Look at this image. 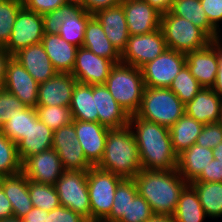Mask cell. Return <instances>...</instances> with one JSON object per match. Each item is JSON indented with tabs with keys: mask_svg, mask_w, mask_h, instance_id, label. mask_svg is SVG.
Wrapping results in <instances>:
<instances>
[{
	"mask_svg": "<svg viewBox=\"0 0 222 222\" xmlns=\"http://www.w3.org/2000/svg\"><path fill=\"white\" fill-rule=\"evenodd\" d=\"M145 222H177L171 214H153Z\"/></svg>",
	"mask_w": 222,
	"mask_h": 222,
	"instance_id": "6f0895ef",
	"label": "cell"
},
{
	"mask_svg": "<svg viewBox=\"0 0 222 222\" xmlns=\"http://www.w3.org/2000/svg\"><path fill=\"white\" fill-rule=\"evenodd\" d=\"M77 81L71 73H57L38 86L37 106H70Z\"/></svg>",
	"mask_w": 222,
	"mask_h": 222,
	"instance_id": "d6986e66",
	"label": "cell"
},
{
	"mask_svg": "<svg viewBox=\"0 0 222 222\" xmlns=\"http://www.w3.org/2000/svg\"><path fill=\"white\" fill-rule=\"evenodd\" d=\"M104 85L129 116L138 112L145 88L140 68L117 63L112 67Z\"/></svg>",
	"mask_w": 222,
	"mask_h": 222,
	"instance_id": "277c9868",
	"label": "cell"
},
{
	"mask_svg": "<svg viewBox=\"0 0 222 222\" xmlns=\"http://www.w3.org/2000/svg\"><path fill=\"white\" fill-rule=\"evenodd\" d=\"M77 142L83 148L87 161L92 166H97L102 160L107 132L109 128L99 122L73 120Z\"/></svg>",
	"mask_w": 222,
	"mask_h": 222,
	"instance_id": "e0dca14e",
	"label": "cell"
},
{
	"mask_svg": "<svg viewBox=\"0 0 222 222\" xmlns=\"http://www.w3.org/2000/svg\"><path fill=\"white\" fill-rule=\"evenodd\" d=\"M13 57L40 84L46 82L58 72L49 59L42 43L20 49Z\"/></svg>",
	"mask_w": 222,
	"mask_h": 222,
	"instance_id": "7402d4cb",
	"label": "cell"
},
{
	"mask_svg": "<svg viewBox=\"0 0 222 222\" xmlns=\"http://www.w3.org/2000/svg\"><path fill=\"white\" fill-rule=\"evenodd\" d=\"M78 1H68L54 11L42 15L44 33L58 34L68 43L82 47L85 27L92 17Z\"/></svg>",
	"mask_w": 222,
	"mask_h": 222,
	"instance_id": "5b68a950",
	"label": "cell"
},
{
	"mask_svg": "<svg viewBox=\"0 0 222 222\" xmlns=\"http://www.w3.org/2000/svg\"><path fill=\"white\" fill-rule=\"evenodd\" d=\"M82 47L100 57L112 60L115 64L121 62V54L106 37L101 24L94 16L86 23Z\"/></svg>",
	"mask_w": 222,
	"mask_h": 222,
	"instance_id": "83f0119b",
	"label": "cell"
},
{
	"mask_svg": "<svg viewBox=\"0 0 222 222\" xmlns=\"http://www.w3.org/2000/svg\"><path fill=\"white\" fill-rule=\"evenodd\" d=\"M12 55L0 46V80L4 83L8 61Z\"/></svg>",
	"mask_w": 222,
	"mask_h": 222,
	"instance_id": "9f6ffc18",
	"label": "cell"
},
{
	"mask_svg": "<svg viewBox=\"0 0 222 222\" xmlns=\"http://www.w3.org/2000/svg\"><path fill=\"white\" fill-rule=\"evenodd\" d=\"M37 116L52 131L73 122L70 106H37Z\"/></svg>",
	"mask_w": 222,
	"mask_h": 222,
	"instance_id": "ab89813d",
	"label": "cell"
},
{
	"mask_svg": "<svg viewBox=\"0 0 222 222\" xmlns=\"http://www.w3.org/2000/svg\"><path fill=\"white\" fill-rule=\"evenodd\" d=\"M212 89L222 98V37L219 39V67L215 85Z\"/></svg>",
	"mask_w": 222,
	"mask_h": 222,
	"instance_id": "db71d44e",
	"label": "cell"
},
{
	"mask_svg": "<svg viewBox=\"0 0 222 222\" xmlns=\"http://www.w3.org/2000/svg\"><path fill=\"white\" fill-rule=\"evenodd\" d=\"M98 122L109 129H118L129 125L130 116L117 103L104 84L93 85Z\"/></svg>",
	"mask_w": 222,
	"mask_h": 222,
	"instance_id": "ffe728a7",
	"label": "cell"
},
{
	"mask_svg": "<svg viewBox=\"0 0 222 222\" xmlns=\"http://www.w3.org/2000/svg\"><path fill=\"white\" fill-rule=\"evenodd\" d=\"M63 172L59 155L53 148L32 155L22 163V173L27 179L40 184L55 185Z\"/></svg>",
	"mask_w": 222,
	"mask_h": 222,
	"instance_id": "2e32d148",
	"label": "cell"
},
{
	"mask_svg": "<svg viewBox=\"0 0 222 222\" xmlns=\"http://www.w3.org/2000/svg\"><path fill=\"white\" fill-rule=\"evenodd\" d=\"M185 105L169 88L145 87L136 115L170 128L185 113Z\"/></svg>",
	"mask_w": 222,
	"mask_h": 222,
	"instance_id": "8992f818",
	"label": "cell"
},
{
	"mask_svg": "<svg viewBox=\"0 0 222 222\" xmlns=\"http://www.w3.org/2000/svg\"><path fill=\"white\" fill-rule=\"evenodd\" d=\"M29 196L33 207L48 212L60 206L54 185L40 184L29 180Z\"/></svg>",
	"mask_w": 222,
	"mask_h": 222,
	"instance_id": "f35d334b",
	"label": "cell"
},
{
	"mask_svg": "<svg viewBox=\"0 0 222 222\" xmlns=\"http://www.w3.org/2000/svg\"><path fill=\"white\" fill-rule=\"evenodd\" d=\"M73 142H77L75 126L73 123L53 131L52 146H68L72 145Z\"/></svg>",
	"mask_w": 222,
	"mask_h": 222,
	"instance_id": "c3c4849f",
	"label": "cell"
},
{
	"mask_svg": "<svg viewBox=\"0 0 222 222\" xmlns=\"http://www.w3.org/2000/svg\"><path fill=\"white\" fill-rule=\"evenodd\" d=\"M153 214L149 203L137 193L135 197L130 200L126 214H123L118 222H145Z\"/></svg>",
	"mask_w": 222,
	"mask_h": 222,
	"instance_id": "b9f144b4",
	"label": "cell"
},
{
	"mask_svg": "<svg viewBox=\"0 0 222 222\" xmlns=\"http://www.w3.org/2000/svg\"><path fill=\"white\" fill-rule=\"evenodd\" d=\"M82 9L89 14L94 15L96 12L117 6L122 3V0H78Z\"/></svg>",
	"mask_w": 222,
	"mask_h": 222,
	"instance_id": "f907efd6",
	"label": "cell"
},
{
	"mask_svg": "<svg viewBox=\"0 0 222 222\" xmlns=\"http://www.w3.org/2000/svg\"><path fill=\"white\" fill-rule=\"evenodd\" d=\"M167 49L161 29L142 35H130L121 62L141 68Z\"/></svg>",
	"mask_w": 222,
	"mask_h": 222,
	"instance_id": "7c38bea8",
	"label": "cell"
},
{
	"mask_svg": "<svg viewBox=\"0 0 222 222\" xmlns=\"http://www.w3.org/2000/svg\"><path fill=\"white\" fill-rule=\"evenodd\" d=\"M44 34L42 15L23 6L16 16L11 36L4 49L13 56L22 48L41 43Z\"/></svg>",
	"mask_w": 222,
	"mask_h": 222,
	"instance_id": "8fae6325",
	"label": "cell"
},
{
	"mask_svg": "<svg viewBox=\"0 0 222 222\" xmlns=\"http://www.w3.org/2000/svg\"><path fill=\"white\" fill-rule=\"evenodd\" d=\"M160 29L167 48L189 53L207 46L212 40L191 21L170 12L161 15Z\"/></svg>",
	"mask_w": 222,
	"mask_h": 222,
	"instance_id": "52a82bcc",
	"label": "cell"
},
{
	"mask_svg": "<svg viewBox=\"0 0 222 222\" xmlns=\"http://www.w3.org/2000/svg\"><path fill=\"white\" fill-rule=\"evenodd\" d=\"M86 220L73 210L59 206L48 212L47 222H85Z\"/></svg>",
	"mask_w": 222,
	"mask_h": 222,
	"instance_id": "7dc6e473",
	"label": "cell"
},
{
	"mask_svg": "<svg viewBox=\"0 0 222 222\" xmlns=\"http://www.w3.org/2000/svg\"><path fill=\"white\" fill-rule=\"evenodd\" d=\"M123 178L92 166L87 171L91 220L102 222L111 212L116 187Z\"/></svg>",
	"mask_w": 222,
	"mask_h": 222,
	"instance_id": "ba28073f",
	"label": "cell"
},
{
	"mask_svg": "<svg viewBox=\"0 0 222 222\" xmlns=\"http://www.w3.org/2000/svg\"><path fill=\"white\" fill-rule=\"evenodd\" d=\"M37 117L35 108L25 107L7 121L1 132L16 145L25 137L30 121Z\"/></svg>",
	"mask_w": 222,
	"mask_h": 222,
	"instance_id": "e575fe53",
	"label": "cell"
},
{
	"mask_svg": "<svg viewBox=\"0 0 222 222\" xmlns=\"http://www.w3.org/2000/svg\"><path fill=\"white\" fill-rule=\"evenodd\" d=\"M22 172V163L17 154V145L0 131V177Z\"/></svg>",
	"mask_w": 222,
	"mask_h": 222,
	"instance_id": "8d00e7d4",
	"label": "cell"
},
{
	"mask_svg": "<svg viewBox=\"0 0 222 222\" xmlns=\"http://www.w3.org/2000/svg\"><path fill=\"white\" fill-rule=\"evenodd\" d=\"M13 217V209L10 200L6 197L5 192L0 185V220Z\"/></svg>",
	"mask_w": 222,
	"mask_h": 222,
	"instance_id": "816d5d0a",
	"label": "cell"
},
{
	"mask_svg": "<svg viewBox=\"0 0 222 222\" xmlns=\"http://www.w3.org/2000/svg\"><path fill=\"white\" fill-rule=\"evenodd\" d=\"M54 186L61 206L73 210L85 220H91L86 171H64Z\"/></svg>",
	"mask_w": 222,
	"mask_h": 222,
	"instance_id": "9c48e42d",
	"label": "cell"
},
{
	"mask_svg": "<svg viewBox=\"0 0 222 222\" xmlns=\"http://www.w3.org/2000/svg\"><path fill=\"white\" fill-rule=\"evenodd\" d=\"M53 131L38 116L30 121L25 137L17 144V154L23 163L28 157L52 148Z\"/></svg>",
	"mask_w": 222,
	"mask_h": 222,
	"instance_id": "cb8c5ba5",
	"label": "cell"
},
{
	"mask_svg": "<svg viewBox=\"0 0 222 222\" xmlns=\"http://www.w3.org/2000/svg\"><path fill=\"white\" fill-rule=\"evenodd\" d=\"M222 142V127L218 122L205 124L195 144L213 149Z\"/></svg>",
	"mask_w": 222,
	"mask_h": 222,
	"instance_id": "ee69618b",
	"label": "cell"
},
{
	"mask_svg": "<svg viewBox=\"0 0 222 222\" xmlns=\"http://www.w3.org/2000/svg\"><path fill=\"white\" fill-rule=\"evenodd\" d=\"M41 43L57 72L73 71L78 47L68 43L58 34H44Z\"/></svg>",
	"mask_w": 222,
	"mask_h": 222,
	"instance_id": "484cf974",
	"label": "cell"
},
{
	"mask_svg": "<svg viewBox=\"0 0 222 222\" xmlns=\"http://www.w3.org/2000/svg\"><path fill=\"white\" fill-rule=\"evenodd\" d=\"M68 1L70 0H23V6L43 15L65 5Z\"/></svg>",
	"mask_w": 222,
	"mask_h": 222,
	"instance_id": "bcb514c9",
	"label": "cell"
},
{
	"mask_svg": "<svg viewBox=\"0 0 222 222\" xmlns=\"http://www.w3.org/2000/svg\"><path fill=\"white\" fill-rule=\"evenodd\" d=\"M185 65L184 53L167 48L154 60L140 68L145 87L169 88Z\"/></svg>",
	"mask_w": 222,
	"mask_h": 222,
	"instance_id": "30bf717a",
	"label": "cell"
},
{
	"mask_svg": "<svg viewBox=\"0 0 222 222\" xmlns=\"http://www.w3.org/2000/svg\"><path fill=\"white\" fill-rule=\"evenodd\" d=\"M0 185L10 200L13 217L23 218L33 208L27 177L22 172L12 176L0 177Z\"/></svg>",
	"mask_w": 222,
	"mask_h": 222,
	"instance_id": "d4e9b609",
	"label": "cell"
},
{
	"mask_svg": "<svg viewBox=\"0 0 222 222\" xmlns=\"http://www.w3.org/2000/svg\"><path fill=\"white\" fill-rule=\"evenodd\" d=\"M222 106V98L212 88H202L196 96L185 104V114L208 124L218 122Z\"/></svg>",
	"mask_w": 222,
	"mask_h": 222,
	"instance_id": "603a6c76",
	"label": "cell"
},
{
	"mask_svg": "<svg viewBox=\"0 0 222 222\" xmlns=\"http://www.w3.org/2000/svg\"><path fill=\"white\" fill-rule=\"evenodd\" d=\"M133 179L138 193L149 203L154 214L173 215L181 192L189 184L177 169H141Z\"/></svg>",
	"mask_w": 222,
	"mask_h": 222,
	"instance_id": "7a4b0ae2",
	"label": "cell"
},
{
	"mask_svg": "<svg viewBox=\"0 0 222 222\" xmlns=\"http://www.w3.org/2000/svg\"><path fill=\"white\" fill-rule=\"evenodd\" d=\"M48 211L33 207L21 220L23 222H47Z\"/></svg>",
	"mask_w": 222,
	"mask_h": 222,
	"instance_id": "f5cc1de1",
	"label": "cell"
},
{
	"mask_svg": "<svg viewBox=\"0 0 222 222\" xmlns=\"http://www.w3.org/2000/svg\"><path fill=\"white\" fill-rule=\"evenodd\" d=\"M137 193V185L134 179L123 178L116 187L111 212L102 222H118L123 214H126L130 200Z\"/></svg>",
	"mask_w": 222,
	"mask_h": 222,
	"instance_id": "836d02e7",
	"label": "cell"
},
{
	"mask_svg": "<svg viewBox=\"0 0 222 222\" xmlns=\"http://www.w3.org/2000/svg\"><path fill=\"white\" fill-rule=\"evenodd\" d=\"M0 222H23V221L21 219L12 217V218H9V219L0 220Z\"/></svg>",
	"mask_w": 222,
	"mask_h": 222,
	"instance_id": "91938a15",
	"label": "cell"
},
{
	"mask_svg": "<svg viewBox=\"0 0 222 222\" xmlns=\"http://www.w3.org/2000/svg\"><path fill=\"white\" fill-rule=\"evenodd\" d=\"M97 167L124 179H133L140 172L138 146L129 125L108 130L104 154Z\"/></svg>",
	"mask_w": 222,
	"mask_h": 222,
	"instance_id": "3957f363",
	"label": "cell"
},
{
	"mask_svg": "<svg viewBox=\"0 0 222 222\" xmlns=\"http://www.w3.org/2000/svg\"><path fill=\"white\" fill-rule=\"evenodd\" d=\"M93 16L101 24L112 45L122 54L130 36L122 4L100 10Z\"/></svg>",
	"mask_w": 222,
	"mask_h": 222,
	"instance_id": "44dd1931",
	"label": "cell"
},
{
	"mask_svg": "<svg viewBox=\"0 0 222 222\" xmlns=\"http://www.w3.org/2000/svg\"><path fill=\"white\" fill-rule=\"evenodd\" d=\"M23 0H0V46L4 47L11 36L13 24Z\"/></svg>",
	"mask_w": 222,
	"mask_h": 222,
	"instance_id": "60d3db41",
	"label": "cell"
},
{
	"mask_svg": "<svg viewBox=\"0 0 222 222\" xmlns=\"http://www.w3.org/2000/svg\"><path fill=\"white\" fill-rule=\"evenodd\" d=\"M114 65L112 60L100 57L84 47H79L71 74L78 83L105 84Z\"/></svg>",
	"mask_w": 222,
	"mask_h": 222,
	"instance_id": "4fadbf2b",
	"label": "cell"
},
{
	"mask_svg": "<svg viewBox=\"0 0 222 222\" xmlns=\"http://www.w3.org/2000/svg\"><path fill=\"white\" fill-rule=\"evenodd\" d=\"M218 123H219L220 126L222 127V106H221V112H220V116H219Z\"/></svg>",
	"mask_w": 222,
	"mask_h": 222,
	"instance_id": "94428289",
	"label": "cell"
},
{
	"mask_svg": "<svg viewBox=\"0 0 222 222\" xmlns=\"http://www.w3.org/2000/svg\"><path fill=\"white\" fill-rule=\"evenodd\" d=\"M193 182H222V162L213 159Z\"/></svg>",
	"mask_w": 222,
	"mask_h": 222,
	"instance_id": "681fc988",
	"label": "cell"
},
{
	"mask_svg": "<svg viewBox=\"0 0 222 222\" xmlns=\"http://www.w3.org/2000/svg\"><path fill=\"white\" fill-rule=\"evenodd\" d=\"M25 107L15 95L4 89L0 93V131L10 118Z\"/></svg>",
	"mask_w": 222,
	"mask_h": 222,
	"instance_id": "7bdbcfd3",
	"label": "cell"
},
{
	"mask_svg": "<svg viewBox=\"0 0 222 222\" xmlns=\"http://www.w3.org/2000/svg\"><path fill=\"white\" fill-rule=\"evenodd\" d=\"M148 2L159 13H168L171 9L173 0H144Z\"/></svg>",
	"mask_w": 222,
	"mask_h": 222,
	"instance_id": "11a10c76",
	"label": "cell"
},
{
	"mask_svg": "<svg viewBox=\"0 0 222 222\" xmlns=\"http://www.w3.org/2000/svg\"><path fill=\"white\" fill-rule=\"evenodd\" d=\"M85 222H98V221H94V220H86Z\"/></svg>",
	"mask_w": 222,
	"mask_h": 222,
	"instance_id": "be15d7a7",
	"label": "cell"
},
{
	"mask_svg": "<svg viewBox=\"0 0 222 222\" xmlns=\"http://www.w3.org/2000/svg\"><path fill=\"white\" fill-rule=\"evenodd\" d=\"M204 124L185 113L169 128L174 152L179 155L195 144Z\"/></svg>",
	"mask_w": 222,
	"mask_h": 222,
	"instance_id": "f546056e",
	"label": "cell"
},
{
	"mask_svg": "<svg viewBox=\"0 0 222 222\" xmlns=\"http://www.w3.org/2000/svg\"><path fill=\"white\" fill-rule=\"evenodd\" d=\"M73 120L98 122L93 85L76 83L70 104Z\"/></svg>",
	"mask_w": 222,
	"mask_h": 222,
	"instance_id": "4dcf8cb0",
	"label": "cell"
},
{
	"mask_svg": "<svg viewBox=\"0 0 222 222\" xmlns=\"http://www.w3.org/2000/svg\"><path fill=\"white\" fill-rule=\"evenodd\" d=\"M4 90V83L0 80V93Z\"/></svg>",
	"mask_w": 222,
	"mask_h": 222,
	"instance_id": "6125c7cd",
	"label": "cell"
},
{
	"mask_svg": "<svg viewBox=\"0 0 222 222\" xmlns=\"http://www.w3.org/2000/svg\"><path fill=\"white\" fill-rule=\"evenodd\" d=\"M209 22L221 33L222 0H200Z\"/></svg>",
	"mask_w": 222,
	"mask_h": 222,
	"instance_id": "f6af8a7d",
	"label": "cell"
},
{
	"mask_svg": "<svg viewBox=\"0 0 222 222\" xmlns=\"http://www.w3.org/2000/svg\"><path fill=\"white\" fill-rule=\"evenodd\" d=\"M173 215L177 222H203L206 220L207 216L198 194L190 184L181 192Z\"/></svg>",
	"mask_w": 222,
	"mask_h": 222,
	"instance_id": "1f68e13d",
	"label": "cell"
},
{
	"mask_svg": "<svg viewBox=\"0 0 222 222\" xmlns=\"http://www.w3.org/2000/svg\"><path fill=\"white\" fill-rule=\"evenodd\" d=\"M212 151L214 159L219 160V162H222V142L219 143L216 147H214Z\"/></svg>",
	"mask_w": 222,
	"mask_h": 222,
	"instance_id": "680465c9",
	"label": "cell"
},
{
	"mask_svg": "<svg viewBox=\"0 0 222 222\" xmlns=\"http://www.w3.org/2000/svg\"><path fill=\"white\" fill-rule=\"evenodd\" d=\"M39 83L13 56L8 61L4 89L15 95L26 107L36 108Z\"/></svg>",
	"mask_w": 222,
	"mask_h": 222,
	"instance_id": "9a60e30c",
	"label": "cell"
},
{
	"mask_svg": "<svg viewBox=\"0 0 222 222\" xmlns=\"http://www.w3.org/2000/svg\"><path fill=\"white\" fill-rule=\"evenodd\" d=\"M59 155L64 171H89L92 165L87 161L80 143L68 146H52Z\"/></svg>",
	"mask_w": 222,
	"mask_h": 222,
	"instance_id": "d590c367",
	"label": "cell"
},
{
	"mask_svg": "<svg viewBox=\"0 0 222 222\" xmlns=\"http://www.w3.org/2000/svg\"><path fill=\"white\" fill-rule=\"evenodd\" d=\"M202 88L187 65L176 75L169 87L184 105L191 101Z\"/></svg>",
	"mask_w": 222,
	"mask_h": 222,
	"instance_id": "74e56055",
	"label": "cell"
},
{
	"mask_svg": "<svg viewBox=\"0 0 222 222\" xmlns=\"http://www.w3.org/2000/svg\"><path fill=\"white\" fill-rule=\"evenodd\" d=\"M213 159L212 149L193 144L178 155V173L190 184L201 175Z\"/></svg>",
	"mask_w": 222,
	"mask_h": 222,
	"instance_id": "4316f807",
	"label": "cell"
},
{
	"mask_svg": "<svg viewBox=\"0 0 222 222\" xmlns=\"http://www.w3.org/2000/svg\"><path fill=\"white\" fill-rule=\"evenodd\" d=\"M186 65L191 74L204 88L215 85L219 67V39L202 49L186 53Z\"/></svg>",
	"mask_w": 222,
	"mask_h": 222,
	"instance_id": "5bb4252c",
	"label": "cell"
},
{
	"mask_svg": "<svg viewBox=\"0 0 222 222\" xmlns=\"http://www.w3.org/2000/svg\"><path fill=\"white\" fill-rule=\"evenodd\" d=\"M207 217H222V182H191Z\"/></svg>",
	"mask_w": 222,
	"mask_h": 222,
	"instance_id": "d6a6232c",
	"label": "cell"
},
{
	"mask_svg": "<svg viewBox=\"0 0 222 222\" xmlns=\"http://www.w3.org/2000/svg\"><path fill=\"white\" fill-rule=\"evenodd\" d=\"M170 13L191 21L200 28L212 41L220 39V33L208 20L200 0H173Z\"/></svg>",
	"mask_w": 222,
	"mask_h": 222,
	"instance_id": "f1b7e54d",
	"label": "cell"
},
{
	"mask_svg": "<svg viewBox=\"0 0 222 222\" xmlns=\"http://www.w3.org/2000/svg\"><path fill=\"white\" fill-rule=\"evenodd\" d=\"M129 35H142L160 28L161 13L144 0H122Z\"/></svg>",
	"mask_w": 222,
	"mask_h": 222,
	"instance_id": "ac0fdd59",
	"label": "cell"
},
{
	"mask_svg": "<svg viewBox=\"0 0 222 222\" xmlns=\"http://www.w3.org/2000/svg\"><path fill=\"white\" fill-rule=\"evenodd\" d=\"M129 126L138 146L141 168L144 170L177 169L178 155L174 152L169 128L130 115Z\"/></svg>",
	"mask_w": 222,
	"mask_h": 222,
	"instance_id": "6da1fadb",
	"label": "cell"
}]
</instances>
